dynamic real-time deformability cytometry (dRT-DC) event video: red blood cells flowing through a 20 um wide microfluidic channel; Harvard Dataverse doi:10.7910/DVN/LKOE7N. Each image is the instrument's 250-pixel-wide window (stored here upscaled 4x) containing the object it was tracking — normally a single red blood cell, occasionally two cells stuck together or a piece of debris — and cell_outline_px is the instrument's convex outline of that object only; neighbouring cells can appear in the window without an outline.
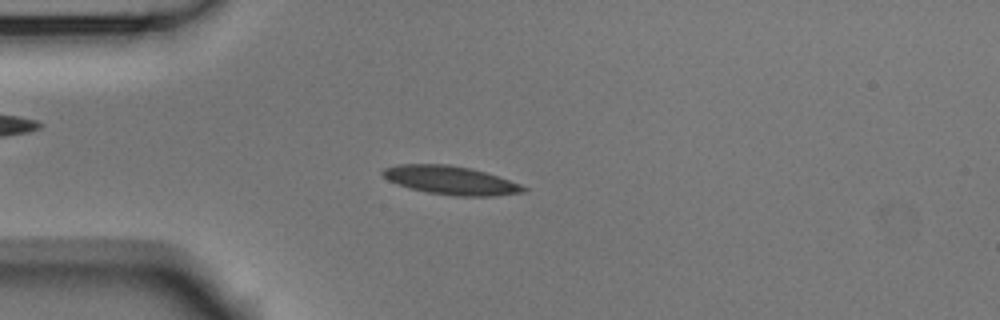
{"species": "Egyptian fruit bat (a non-hibernating species)", "species_latin": "Rousettus aegyptiacus", "temperature_condition": "room temperature", "stored_images_in_passage": 45, "camera_frame_rate_fps": 3000, "um_per_image_px": 0.085, "animal": {"sex": "male"}, "frame": {"image": 1, "passage_image": 6, "time_ms": 1.667, "image_size_px": [1000, 320], "cell_outline_px": [[528, 188], [524, 192], [496, 196], [452, 196], [428, 192], [408, 188], [396, 184], [388, 180], [380, 172], [384, 168], [400, 164], [448, 164], [472, 168], [520, 184]], "centroid_in_image_um": [38.29, 15.33], "position_along_channel_um": 46.7, "area_um2": 23.41}}
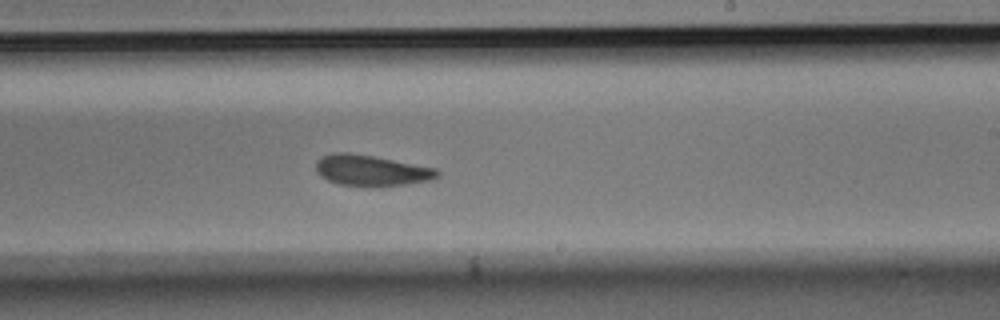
{"frame": {"image": 2, "passage_image": 24, "time_ms": 7.667, "image_size_px": [1000, 320], "cell_outline_px": [[440, 176], [432, 180], [404, 184], [368, 188], [340, 184], [328, 180], [320, 176], [316, 172], [316, 160], [332, 152], [348, 152], [372, 156], [436, 168], [440, 172]], "centroid_in_image_um": [31.55, 14.5], "position_along_channel_um": 257.5, "area_um2": 22.08}}
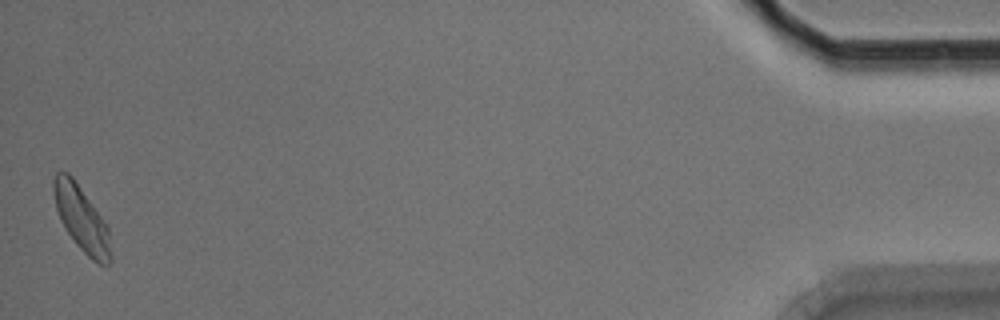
{"frame": {"image": 3, "passage_image": 45, "time_ms": 14.667, "image_size_px": [1000, 320], "cell_outline_px": [[112, 260], [108, 264], [96, 264], [76, 244], [60, 220], [56, 208], [52, 192], [52, 180], [56, 172], [68, 172], [72, 176], [100, 216], [108, 228], [112, 256]], "centroid_in_image_um": [6.91, 18.6], "position_along_channel_um": 428.3, "area_um2": 21.44}, "authors_computed_cell_mechanics": {"area_um2": 22.0796, "velocity_mm_per_s": 3.7527, "shape_relaxation_time_tau1_ms": 3.0409, "shape_relaxation_time_tau2_ms": 3.9953, "deformation_change_tau1": 0.1259, "deformation_change_tau2": 0.1119}}